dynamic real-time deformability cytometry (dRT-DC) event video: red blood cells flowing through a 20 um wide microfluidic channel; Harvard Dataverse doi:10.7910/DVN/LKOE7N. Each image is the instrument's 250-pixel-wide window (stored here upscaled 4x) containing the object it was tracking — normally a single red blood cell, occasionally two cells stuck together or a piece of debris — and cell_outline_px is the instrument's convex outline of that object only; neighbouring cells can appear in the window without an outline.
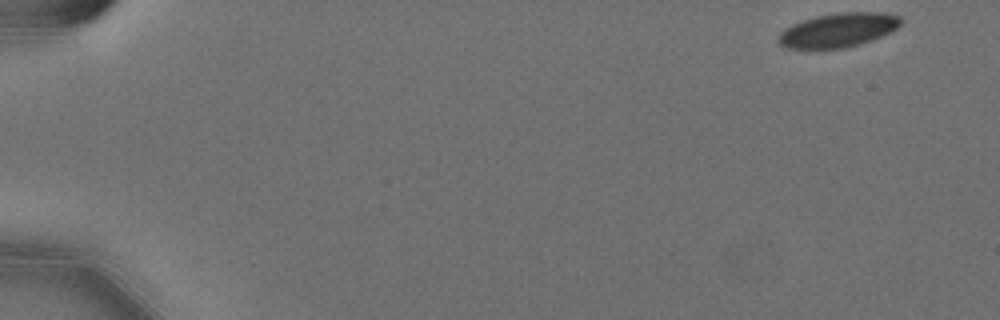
{"species": "Egyptian fruit bat (a non-hibernating species)", "species_latin": "Rousettus aegyptiacus", "temperature_condition": "cold", "stored_images_in_passage": 55, "camera_frame_rate_fps": 3000, "um_per_image_px": 0.085, "animal": {"sex": "female"}, "frame": {"image": 1, "passage_image": 1, "time_ms": 0.0, "image_size_px": [1000, 320], "cell_outline_px": [[900, 24], [892, 32], [872, 40], [860, 44], [844, 48], [816, 52], [808, 52], [784, 48], [776, 40], [780, 32], [792, 24], [816, 16], [840, 12], [884, 12], [900, 16]], "centroid_in_image_um": [71.17, 2.62], "position_along_channel_um": 13.8, "area_um2": 25.32}}
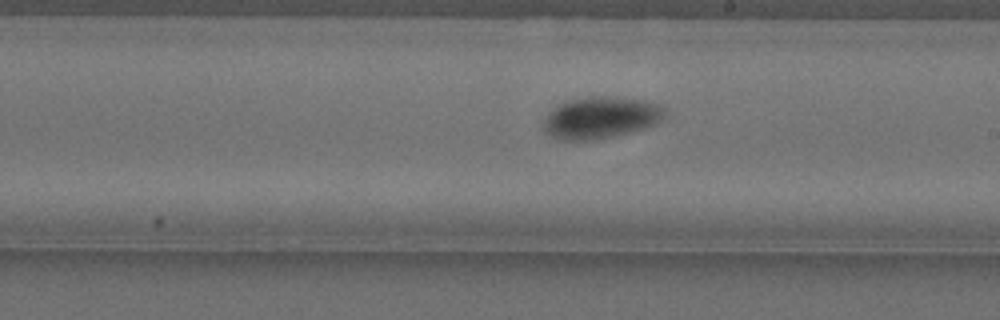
{"frame": {"image": 2, "passage_image": 32, "time_ms": 10.333, "image_size_px": [1000, 320], "cell_outline_px": [[668, 112], [656, 124], [644, 128], [616, 136], [596, 140], [556, 140], [544, 132], [544, 120], [548, 112], [552, 108], [568, 100], [588, 96], [612, 96], [644, 100], [660, 104]], "centroid_in_image_um": [51.06, 10.0], "position_along_channel_um": 237.9, "area_um2": 30.0}}
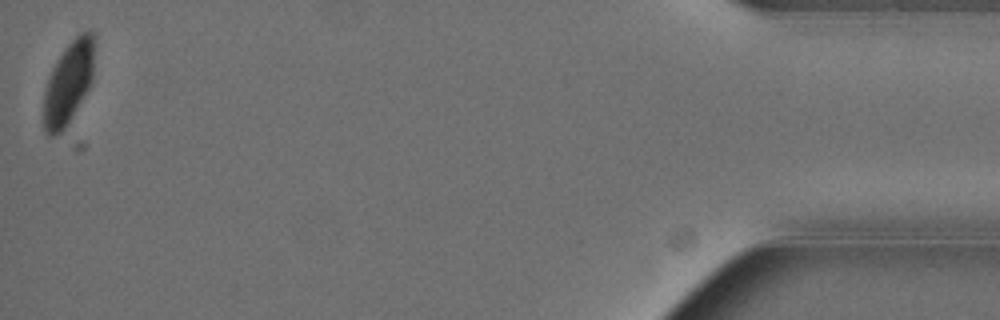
{"frame": {"image": 3, "passage_image": 55, "time_ms": 18.0, "image_size_px": [1000, 320], "cell_outline_px": [[92, 84], [64, 128], [56, 136], [48, 136], [44, 132], [44, 92], [48, 76], [56, 60], [64, 48], [80, 32], [92, 32]], "centroid_in_image_um": [5.77, 7.07], "position_along_channel_um": 429.4, "area_um2": 23.93}, "authors_computed_cell_mechanics": {"area_um2": 26.3568, "velocity_mm_per_s": 3.568, "shape_relaxation_time_tau1_ms": 7.2283, "shape_relaxation_time_tau2_ms": 9.7707, "deformation_change_tau1": 0.1075, "deformation_change_tau2": 0.0443}}